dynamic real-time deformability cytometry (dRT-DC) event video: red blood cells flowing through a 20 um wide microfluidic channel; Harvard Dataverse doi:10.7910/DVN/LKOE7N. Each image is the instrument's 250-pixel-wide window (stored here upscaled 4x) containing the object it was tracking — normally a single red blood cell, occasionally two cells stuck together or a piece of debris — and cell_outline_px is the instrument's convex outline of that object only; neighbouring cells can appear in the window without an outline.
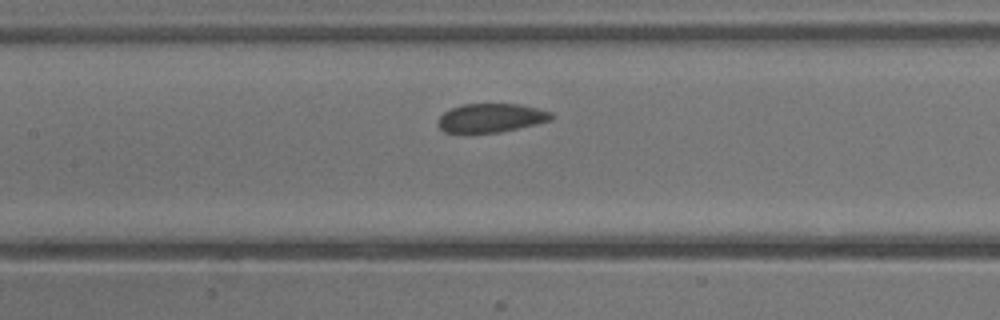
{"species": "common noctule bat (a hibernating species)", "species_latin": "Nyctalus noctula", "temperature_condition": "warm", "stored_images_in_passage": 6, "camera_frame_rate_fps": 3000, "um_per_image_px": 0.085, "animal": {"sex": "male", "body_mass_g": 13.3}, "frame": {"image": 1, "passage_image": 6, "time_ms": 6.0, "image_size_px": [1000, 320], "cell_outline_px": [[552, 120], [536, 124], [500, 132], [468, 136], [464, 136], [444, 132], [436, 124], [436, 120], [444, 112], [460, 104], [520, 104], [552, 112]], "centroid_in_image_um": [41.63, 10.07], "position_along_channel_um": 165.8, "area_um2": 19.83}}